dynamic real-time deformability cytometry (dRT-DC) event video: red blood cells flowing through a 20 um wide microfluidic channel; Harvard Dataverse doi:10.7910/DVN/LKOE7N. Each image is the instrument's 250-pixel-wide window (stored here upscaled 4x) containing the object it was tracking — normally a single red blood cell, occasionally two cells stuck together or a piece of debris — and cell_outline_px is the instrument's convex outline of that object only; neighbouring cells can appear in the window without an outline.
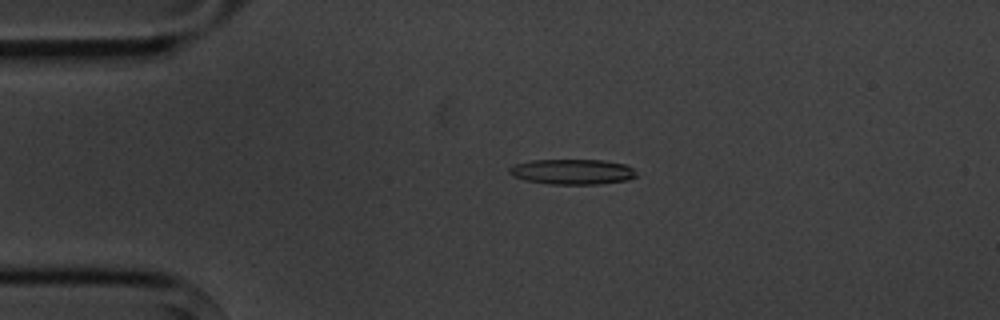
{"species": "common noctule bat (a hibernating species)", "species_latin": "Nyctalus noctula", "temperature_condition": "cold", "stored_images_in_passage": 3, "camera_frame_rate_fps": 3000, "um_per_image_px": 0.085, "animal": {"sex": "male", "body_mass_g": 20.1, "forearm_length_mm": 53.5}, "frame": {"image": 1, "passage_image": 1, "time_ms": 0.0, "image_size_px": [1000, 320], "cell_outline_px": [[636, 176], [628, 180], [596, 184], [548, 184], [524, 180], [512, 176], [508, 172], [508, 168], [512, 164], [532, 160], [604, 160], [624, 164], [632, 168], [636, 172]], "centroid_in_image_um": [48.59, 14.59], "position_along_channel_um": 36.4, "area_um2": 18.84}}
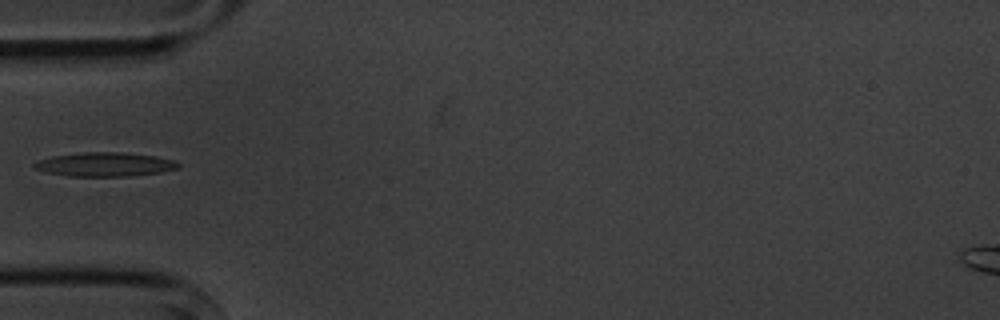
{"frame": {"image": 2, "passage_image": 3, "time_ms": 2.0, "image_size_px": [1000, 320], "cell_outline_px": [[180, 168], [160, 172], [128, 176], [68, 176], [44, 172], [32, 168], [32, 164], [36, 160], [52, 156], [84, 152], [120, 152], [156, 156], [172, 160], [180, 164]], "centroid_in_image_um": [8.85, 13.97], "position_along_channel_um": 76.2, "area_um2": 20.23}}